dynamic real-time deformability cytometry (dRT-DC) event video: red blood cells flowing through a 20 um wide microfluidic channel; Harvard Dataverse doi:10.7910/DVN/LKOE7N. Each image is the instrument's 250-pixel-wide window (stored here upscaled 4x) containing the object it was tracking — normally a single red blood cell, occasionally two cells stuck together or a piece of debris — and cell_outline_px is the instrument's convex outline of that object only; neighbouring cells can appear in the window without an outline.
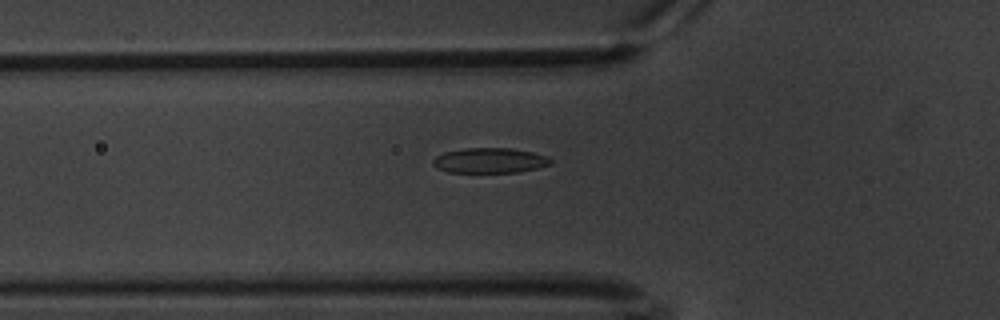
{"species": "common noctule bat (a hibernating species)", "species_latin": "Nyctalus noctula", "temperature_condition": "warm", "stored_images_in_passage": 61, "camera_frame_rate_fps": 3000, "um_per_image_px": 0.085, "animal": {"sex": "male", "body_mass_g": 20.1, "forearm_length_mm": 53.5}, "frame": {"image": 1, "passage_image": 22, "time_ms": 7.0, "image_size_px": [1000, 320], "cell_outline_px": [[552, 164], [536, 168], [516, 172], [448, 172], [436, 168], [432, 164], [432, 160], [436, 156], [444, 152], [464, 148], [512, 148], [532, 152], [548, 156], [552, 160]], "centroid_in_image_um": [41.61, 13.63], "position_along_channel_um": 84.2, "area_um2": 17.28}}
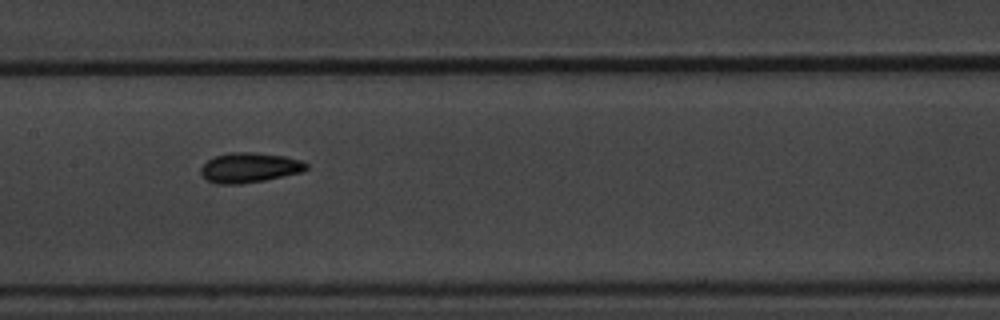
{"frame": {"image": 2, "passage_image": 31, "time_ms": 10.0, "image_size_px": [1000, 320], "cell_outline_px": [[308, 168], [300, 172], [264, 180], [240, 184], [216, 184], [208, 180], [200, 172], [200, 168], [208, 160], [216, 156], [232, 152], [252, 152], [284, 156], [300, 160], [308, 164]], "centroid_in_image_um": [21.19, 14.25], "position_along_channel_um": 186.2, "area_um2": 18.15}}
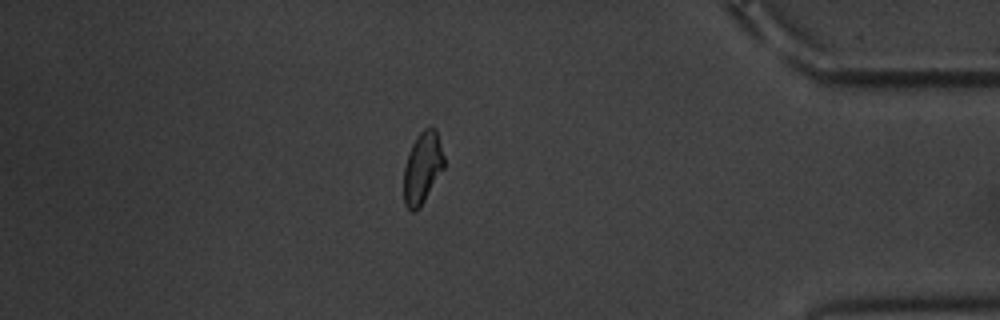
{"frame": {"image": 3, "passage_image": 53, "time_ms": 17.333, "image_size_px": [1000, 320], "cell_outline_px": [[444, 168], [424, 200], [416, 212], [412, 212], [404, 204], [404, 168], [412, 144], [420, 132], [424, 128], [432, 124], [436, 128], [444, 156]], "centroid_in_image_um": [35.92, 14.23], "position_along_channel_um": 399.3, "area_um2": 16.76}, "authors_computed_cell_mechanics": {"area_um2": 17.2822, "velocity_mm_per_s": 3.3706, "shape_relaxation_time_tau1_ms": 3.5506, "shape_relaxation_time_tau2_ms": 4.0823, "deformation_change_tau1": 0.1218, "deformation_change_tau2": 0.0816}}